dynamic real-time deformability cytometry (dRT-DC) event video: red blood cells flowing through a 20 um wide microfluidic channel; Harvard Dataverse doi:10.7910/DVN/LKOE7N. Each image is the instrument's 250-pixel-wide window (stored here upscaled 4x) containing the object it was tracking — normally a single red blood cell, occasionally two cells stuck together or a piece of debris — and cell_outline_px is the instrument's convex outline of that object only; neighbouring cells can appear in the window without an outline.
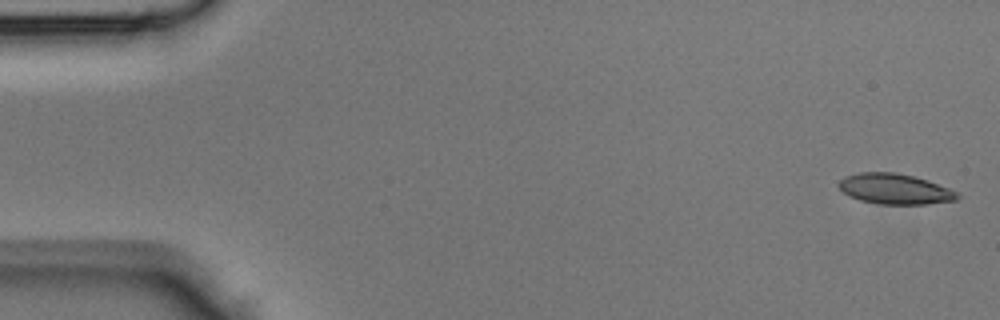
{"species": "Egyptian fruit bat (a non-hibernating species)", "species_latin": "Rousettus aegyptiacus", "temperature_condition": "room temperature", "stored_images_in_passage": 44, "camera_frame_rate_fps": 3000, "um_per_image_px": 0.085, "animal": {"sex": "male"}, "frame": {"image": 1, "passage_image": 1, "time_ms": 0.0, "image_size_px": [1000, 320], "cell_outline_px": [[960, 196], [956, 200], [928, 204], [880, 204], [860, 200], [848, 196], [836, 184], [844, 176], [860, 172], [896, 172], [928, 180], [948, 188], [956, 192]], "centroid_in_image_um": [76.03, 16.06], "position_along_channel_um": 9.0, "area_um2": 21.04}}
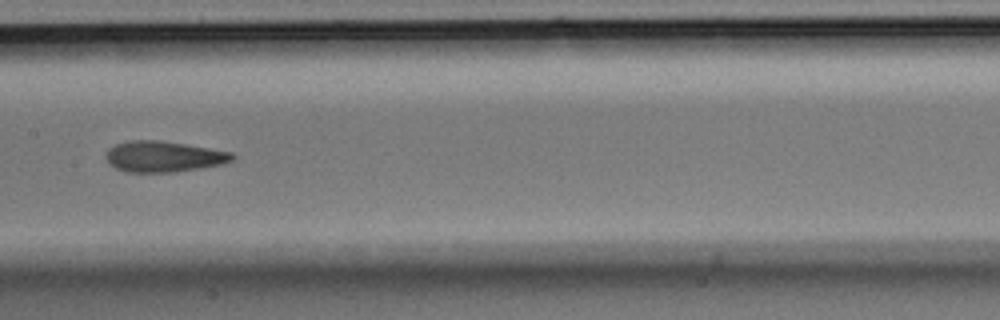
{"frame": {"image": 2, "passage_image": 22, "time_ms": 7.0, "image_size_px": [1000, 320], "cell_outline_px": [[236, 156], [232, 160], [224, 164], [176, 172], [124, 172], [116, 168], [104, 156], [108, 148], [116, 144], [132, 140], [160, 140], [232, 152]], "centroid_in_image_um": [13.91, 13.31], "position_along_channel_um": 193.5, "area_um2": 22.72}}
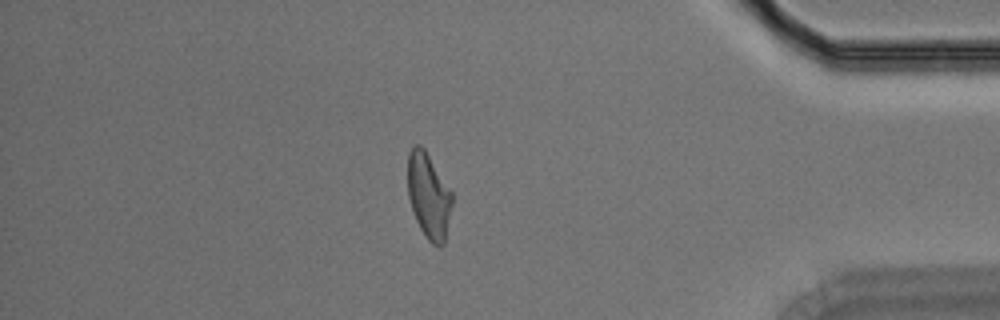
{"frame": {"image": 3, "passage_image": 38, "time_ms": 12.333, "image_size_px": [1000, 320], "cell_outline_px": [[452, 204], [444, 244], [440, 248], [432, 244], [428, 240], [420, 228], [416, 220], [408, 196], [408, 152], [416, 144], [420, 144], [424, 148], [452, 192]], "centroid_in_image_um": [36.44, 16.65], "position_along_channel_um": 398.8, "area_um2": 21.96}}